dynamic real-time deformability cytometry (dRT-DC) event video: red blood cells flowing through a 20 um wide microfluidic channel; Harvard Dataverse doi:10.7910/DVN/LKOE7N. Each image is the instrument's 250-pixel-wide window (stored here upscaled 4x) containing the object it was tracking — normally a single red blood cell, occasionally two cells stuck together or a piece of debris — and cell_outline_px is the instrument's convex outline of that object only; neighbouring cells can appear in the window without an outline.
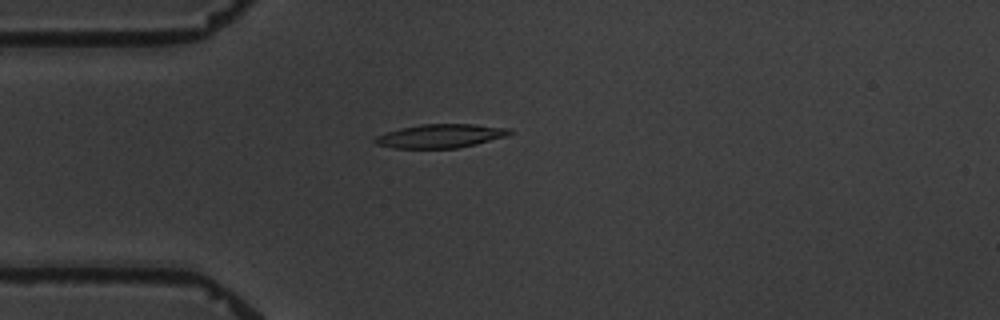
{"species": "common noctule bat (a hibernating species)", "species_latin": "Nyctalus noctula", "temperature_condition": "warm", "stored_images_in_passage": 10, "camera_frame_rate_fps": 3000, "um_per_image_px": 0.085, "animal": {"sex": "male", "body_mass_g": 19.5, "forearm_length_mm": 54.6}, "frame": {"image": 1, "passage_image": 4, "time_ms": 3.333, "image_size_px": [1000, 320], "cell_outline_px": [[516, 132], [508, 136], [476, 144], [456, 148], [392, 148], [376, 144], [372, 140], [376, 136], [400, 128], [420, 124], [476, 124], [512, 128]], "centroid_in_image_um": [37.51, 11.55], "position_along_channel_um": 47.5, "area_um2": 18.84}}
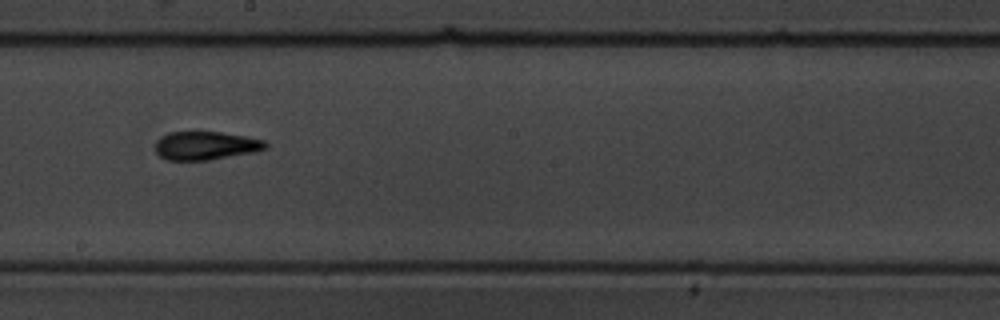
{"frame": {"image": 2, "passage_image": 9, "time_ms": 9.0, "image_size_px": [1000, 320], "cell_outline_px": [[268, 148], [256, 152], [208, 160], [168, 160], [160, 156], [156, 152], [156, 140], [160, 136], [168, 132], [220, 132], [244, 136], [264, 140], [268, 144]], "centroid_in_image_um": [17.49, 12.38], "position_along_channel_um": 230.7, "area_um2": 18.32}}
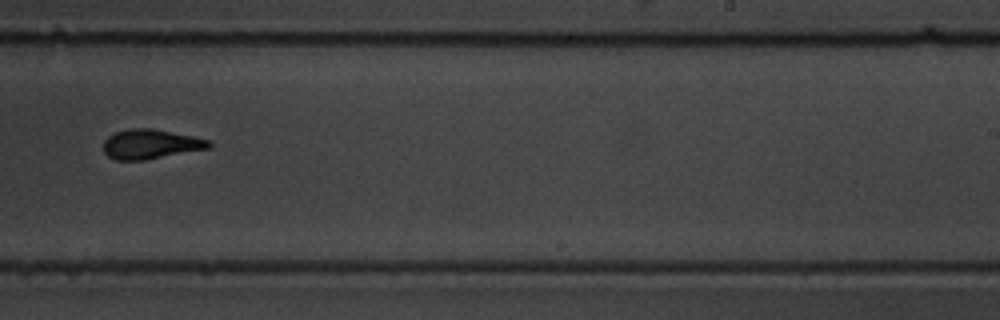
{"frame": {"image": 3, "passage_image": 10, "time_ms": 10.333, "image_size_px": [1000, 320], "cell_outline_px": [[212, 144], [208, 148], [144, 160], [116, 160], [108, 156], [104, 152], [104, 140], [108, 136], [116, 132], [128, 128], [152, 128], [192, 136], [208, 140]], "centroid_in_image_um": [12.76, 12.24], "position_along_channel_um": 276.2, "area_um2": 17.98}}